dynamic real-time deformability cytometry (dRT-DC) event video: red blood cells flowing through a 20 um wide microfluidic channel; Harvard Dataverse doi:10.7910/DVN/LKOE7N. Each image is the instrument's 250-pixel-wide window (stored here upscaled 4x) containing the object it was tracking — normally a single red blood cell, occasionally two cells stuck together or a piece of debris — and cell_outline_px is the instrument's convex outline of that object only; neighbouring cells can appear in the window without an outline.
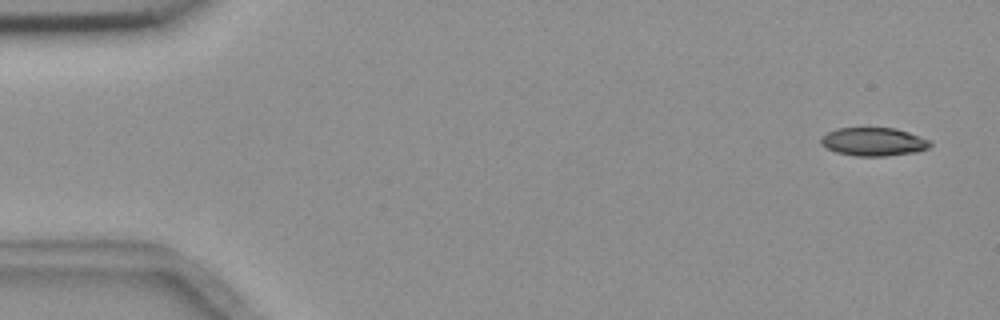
{"species": "common noctule bat (a hibernating species)", "species_latin": "Nyctalus noctula", "temperature_condition": "room temperature", "stored_images_in_passage": 3, "camera_frame_rate_fps": 3000, "um_per_image_px": 0.085, "animal": {"sex": "female", "body_mass_g": 18.4}, "frame": {"image": 1, "passage_image": 1, "time_ms": 0.0, "image_size_px": [1000, 320], "cell_outline_px": [[932, 144], [928, 148], [916, 152], [884, 156], [856, 156], [836, 152], [820, 144], [820, 136], [836, 128], [896, 128], [932, 140]], "centroid_in_image_um": [74.26, 12.04], "position_along_channel_um": 10.7, "area_um2": 18.15}}